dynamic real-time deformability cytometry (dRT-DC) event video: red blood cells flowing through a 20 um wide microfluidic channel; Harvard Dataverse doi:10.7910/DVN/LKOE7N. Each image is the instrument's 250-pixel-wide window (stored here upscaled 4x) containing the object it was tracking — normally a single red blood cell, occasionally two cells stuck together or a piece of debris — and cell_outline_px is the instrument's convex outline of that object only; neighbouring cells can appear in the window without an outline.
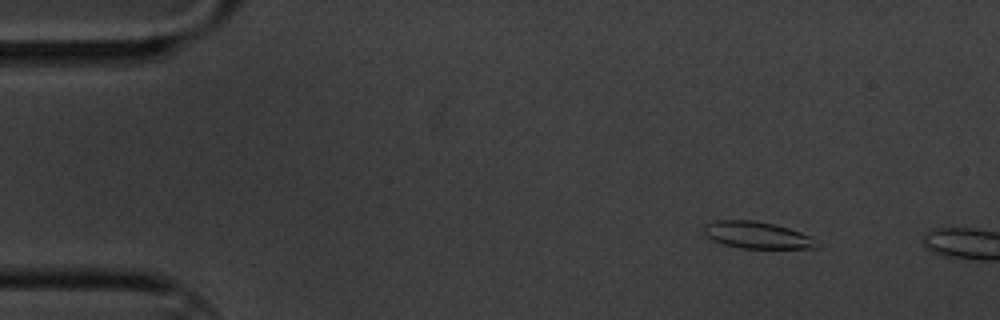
{"species": "common noctule bat (a hibernating species)", "species_latin": "Nyctalus noctula", "temperature_condition": "cold", "stored_images_in_passage": 16, "camera_frame_rate_fps": 3000, "um_per_image_px": 0.085, "animal": {"sex": "male", "body_mass_g": 20.1, "forearm_length_mm": 53.5}, "frame": {"image": 1, "passage_image": 7, "time_ms": 2.0, "image_size_px": [1000, 320], "cell_outline_px": [[820, 248], [740, 248], [724, 244], [712, 240], [704, 232], [704, 224], [716, 220], [756, 220], [776, 224], [812, 236]], "centroid_in_image_um": [64.36, 19.97], "position_along_channel_um": 20.6, "area_um2": 17.69}}